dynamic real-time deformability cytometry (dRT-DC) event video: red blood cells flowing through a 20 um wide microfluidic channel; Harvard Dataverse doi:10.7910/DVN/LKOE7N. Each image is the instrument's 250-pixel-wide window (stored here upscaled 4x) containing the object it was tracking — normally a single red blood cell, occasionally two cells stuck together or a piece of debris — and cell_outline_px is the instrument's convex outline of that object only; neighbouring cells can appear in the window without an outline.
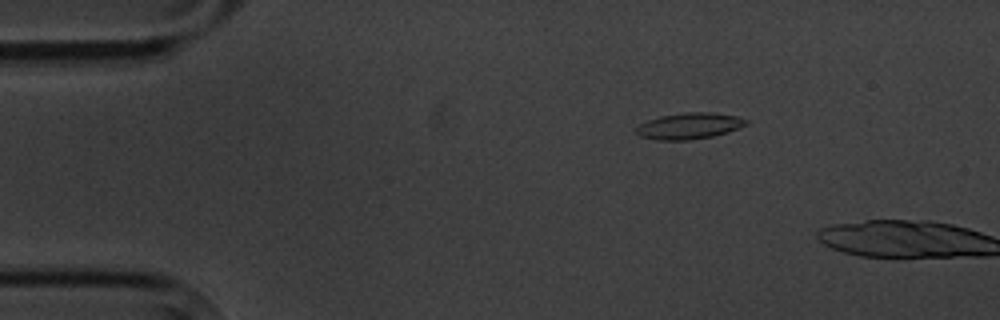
{"species": "common noctule bat (a hibernating species)", "species_latin": "Nyctalus noctula", "temperature_condition": "cold", "stored_images_in_passage": 3, "camera_frame_rate_fps": 3000, "um_per_image_px": 0.085, "animal": {"sex": "male", "body_mass_g": 20.1, "forearm_length_mm": 53.5}, "frame": {"image": 1, "passage_image": 2, "time_ms": 1.333, "image_size_px": [1000, 320], "cell_outline_px": [[748, 124], [728, 132], [712, 136], [688, 140], [656, 140], [640, 136], [636, 132], [636, 128], [640, 124], [648, 120], [660, 116], [684, 112], [712, 112], [736, 116], [748, 120]], "centroid_in_image_um": [58.59, 10.7], "position_along_channel_um": 26.4, "area_um2": 16.76}}